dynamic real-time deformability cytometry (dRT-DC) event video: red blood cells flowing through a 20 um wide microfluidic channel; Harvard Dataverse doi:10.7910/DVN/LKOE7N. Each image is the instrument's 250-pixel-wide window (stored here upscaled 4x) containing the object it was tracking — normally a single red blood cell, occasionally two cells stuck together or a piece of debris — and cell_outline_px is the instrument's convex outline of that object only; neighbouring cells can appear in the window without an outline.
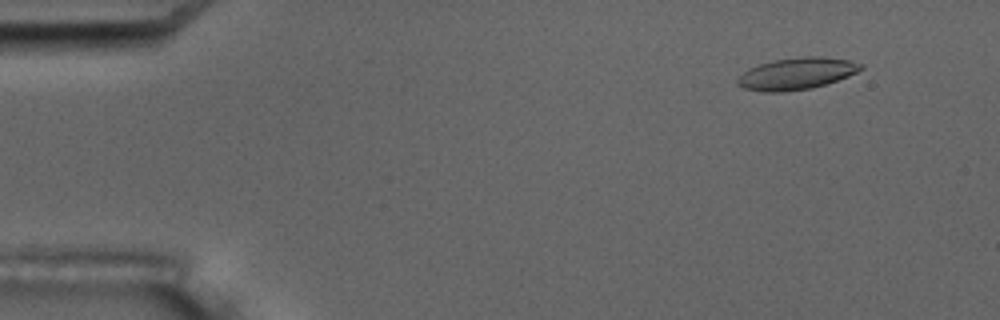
{"species": "common noctule bat (a hibernating species)", "species_latin": "Nyctalus noctula", "temperature_condition": "room temperature", "stored_images_in_passage": 5, "camera_frame_rate_fps": 3000, "um_per_image_px": 0.085, "animal": {"sex": "male", "body_mass_g": 17.5, "forearm_length_mm": 52.3}, "frame": {"image": 1, "passage_image": 2, "time_ms": 1.0, "image_size_px": [1000, 320], "cell_outline_px": [[864, 68], [848, 76], [812, 88], [784, 92], [764, 92], [744, 88], [736, 84], [736, 80], [748, 68], [760, 64], [776, 60], [804, 56], [820, 56], [848, 60], [864, 64]], "centroid_in_image_um": [67.71, 6.26], "position_along_channel_um": 17.3, "area_um2": 22.72}}
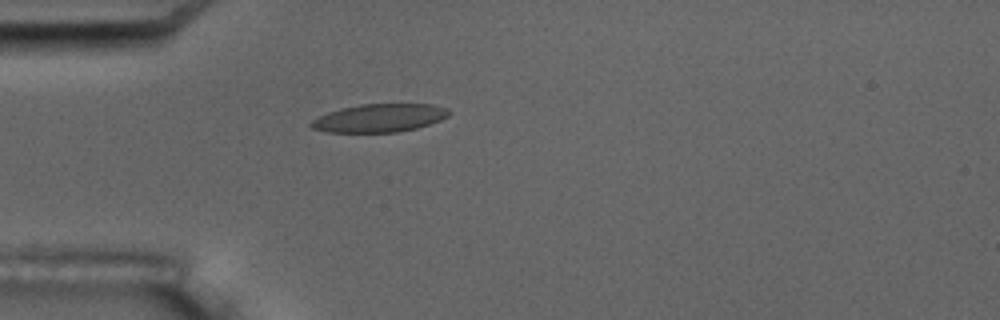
{"frame": {"image": 2, "passage_image": 5, "time_ms": 4.667, "image_size_px": [1000, 320], "cell_outline_px": [[448, 116], [440, 120], [416, 128], [396, 132], [328, 132], [312, 128], [308, 124], [312, 120], [328, 112], [340, 108], [360, 104], [432, 104], [448, 108]], "centroid_in_image_um": [32.23, 10.02], "position_along_channel_um": 52.8, "area_um2": 22.48}}